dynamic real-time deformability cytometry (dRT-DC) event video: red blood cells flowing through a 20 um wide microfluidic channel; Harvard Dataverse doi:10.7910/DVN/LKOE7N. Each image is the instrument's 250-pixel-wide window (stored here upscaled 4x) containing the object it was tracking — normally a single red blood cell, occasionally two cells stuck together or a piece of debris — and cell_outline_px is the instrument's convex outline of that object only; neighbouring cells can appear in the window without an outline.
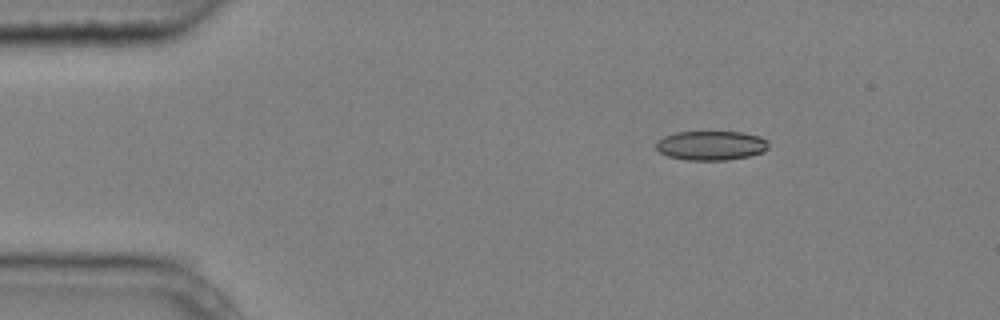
{"species": "common noctule bat (a hibernating species)", "species_latin": "Nyctalus noctula", "temperature_condition": "cold", "stored_images_in_passage": 4, "camera_frame_rate_fps": 3000, "um_per_image_px": 0.085, "animal": {"sex": "male", "body_mass_g": 20.4}, "frame": {"image": 1, "passage_image": 2, "time_ms": 0.333, "image_size_px": [1000, 320], "cell_outline_px": [[768, 148], [764, 152], [748, 156], [724, 160], [688, 160], [668, 156], [660, 152], [656, 148], [656, 140], [664, 136], [676, 132], [740, 132], [760, 136], [768, 140]], "centroid_in_image_um": [60.44, 12.36], "position_along_channel_um": 24.6, "area_um2": 19.25}}